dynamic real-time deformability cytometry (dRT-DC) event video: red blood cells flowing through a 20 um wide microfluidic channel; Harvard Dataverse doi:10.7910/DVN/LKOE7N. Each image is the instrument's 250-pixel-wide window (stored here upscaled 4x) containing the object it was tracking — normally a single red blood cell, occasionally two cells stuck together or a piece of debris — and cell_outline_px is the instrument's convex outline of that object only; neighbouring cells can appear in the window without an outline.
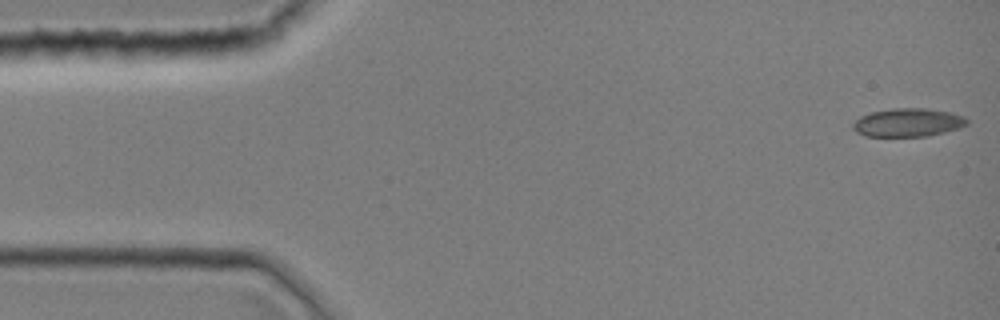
{"species": "common noctule bat (a hibernating species)", "species_latin": "Nyctalus noctula", "temperature_condition": "room temperature", "stored_images_in_passage": 43, "camera_frame_rate_fps": 3000, "um_per_image_px": 0.085, "animal": {"sex": "female", "body_mass_g": 19.0, "forearm_length_mm": 51.5}, "frame": {"image": 1, "passage_image": 1, "time_ms": 0.0, "image_size_px": [1000, 320], "cell_outline_px": [[968, 124], [944, 132], [924, 136], [864, 136], [856, 132], [852, 128], [852, 124], [860, 116], [872, 112], [892, 108], [928, 108], [948, 112], [964, 116], [968, 120]], "centroid_in_image_um": [77.14, 10.41], "position_along_channel_um": 7.9, "area_um2": 18.73}}
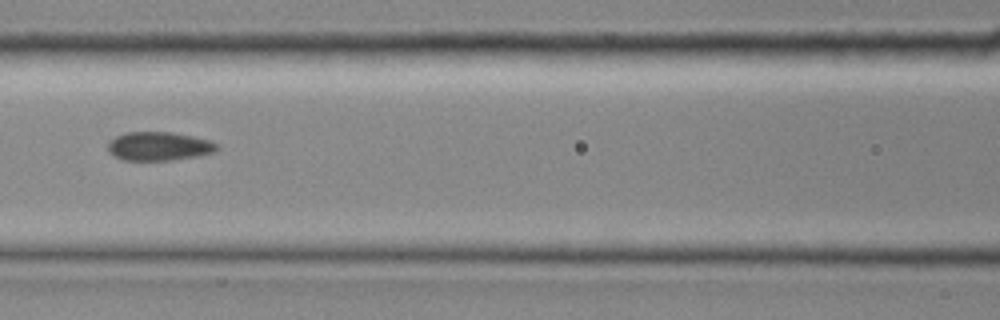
{"frame": {"image": 2, "passage_image": 19, "time_ms": 6.0, "image_size_px": [1000, 320], "cell_outline_px": [[220, 148], [216, 152], [196, 156], [172, 160], [124, 160], [112, 156], [108, 152], [108, 140], [124, 132], [172, 132], [212, 140], [220, 144]], "centroid_in_image_um": [13.53, 12.42], "position_along_channel_um": 153.1, "area_um2": 18.61}}
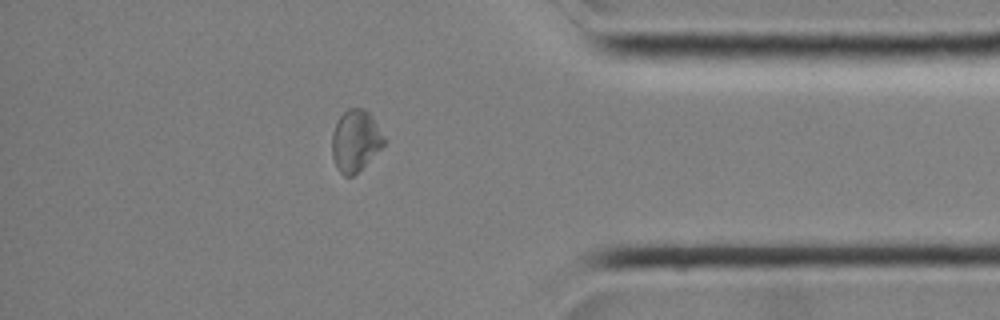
{"frame": {"image": 3, "passage_image": 37, "time_ms": 12.0, "image_size_px": [1000, 320], "cell_outline_px": [[384, 144], [352, 176], [344, 176], [336, 168], [332, 156], [332, 132], [340, 116], [348, 108], [364, 108], [372, 116], [384, 136]], "centroid_in_image_um": [30.18, 11.94], "position_along_channel_um": 405.0, "area_um2": 18.26}}